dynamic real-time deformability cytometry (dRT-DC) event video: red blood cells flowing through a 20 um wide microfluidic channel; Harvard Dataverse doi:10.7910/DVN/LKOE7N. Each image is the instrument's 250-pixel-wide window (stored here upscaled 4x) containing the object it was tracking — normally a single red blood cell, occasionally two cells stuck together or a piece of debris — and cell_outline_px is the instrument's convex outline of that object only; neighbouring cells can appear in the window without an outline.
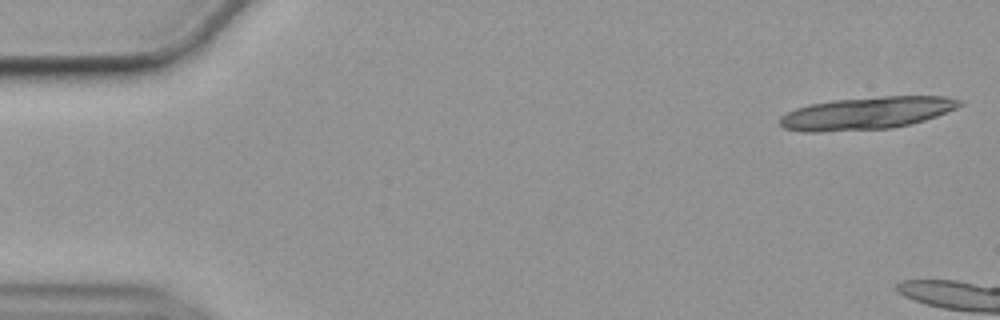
{"species": "common noctule bat (a hibernating species)", "species_latin": "Nyctalus noctula", "temperature_condition": "cold", "stored_images_in_passage": 18, "camera_frame_rate_fps": 3000, "um_per_image_px": 0.085, "animal": {"sex": "female", "body_mass_g": 19.9}, "frame": {"image": 1, "passage_image": 1, "time_ms": 0.0, "image_size_px": [1000, 320], "cell_outline_px": [[964, 104], [956, 108], [936, 116], [924, 120], [892, 128], [816, 132], [812, 132], [784, 128], [780, 124], [780, 116], [796, 108], [812, 104], [832, 100], [880, 96], [944, 96], [960, 100]], "centroid_in_image_um": [73.68, 9.61], "position_along_channel_um": 11.3, "area_um2": 33.76}}